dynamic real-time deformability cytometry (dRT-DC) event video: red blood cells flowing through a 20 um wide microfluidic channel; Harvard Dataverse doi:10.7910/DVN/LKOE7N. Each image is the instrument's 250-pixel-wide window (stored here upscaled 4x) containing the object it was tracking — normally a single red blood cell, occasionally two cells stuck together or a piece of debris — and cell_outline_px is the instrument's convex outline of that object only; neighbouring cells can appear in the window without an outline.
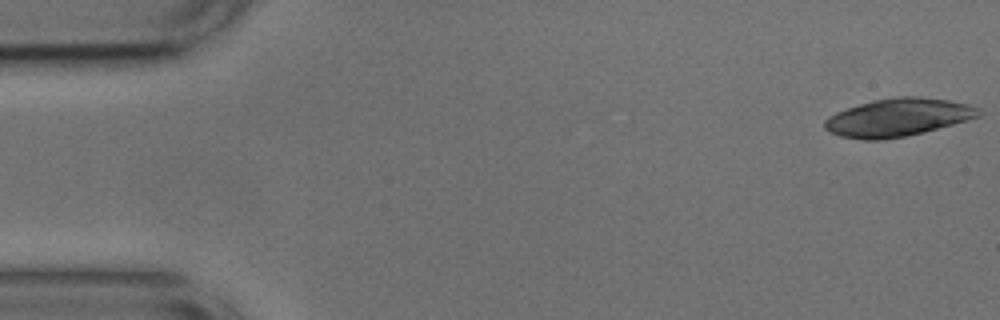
{"species": "common noctule bat (a hibernating species)", "species_latin": "Nyctalus noctula", "temperature_condition": "cold", "stored_images_in_passage": 6, "camera_frame_rate_fps": 3000, "um_per_image_px": 0.085, "animal": {"sex": "male", "body_mass_g": 17.9, "forearm_length_mm": 54.2}, "frame": {"image": 1, "passage_image": 1, "time_ms": 0.0, "image_size_px": [1000, 320], "cell_outline_px": [[984, 112], [980, 116], [924, 132], [904, 136], [880, 140], [864, 140], [840, 136], [828, 132], [824, 128], [824, 120], [828, 116], [836, 112], [872, 100], [892, 96], [920, 96], [948, 100], [968, 104], [980, 108]], "centroid_in_image_um": [76.32, 9.97], "position_along_channel_um": 8.7, "area_um2": 34.16}}